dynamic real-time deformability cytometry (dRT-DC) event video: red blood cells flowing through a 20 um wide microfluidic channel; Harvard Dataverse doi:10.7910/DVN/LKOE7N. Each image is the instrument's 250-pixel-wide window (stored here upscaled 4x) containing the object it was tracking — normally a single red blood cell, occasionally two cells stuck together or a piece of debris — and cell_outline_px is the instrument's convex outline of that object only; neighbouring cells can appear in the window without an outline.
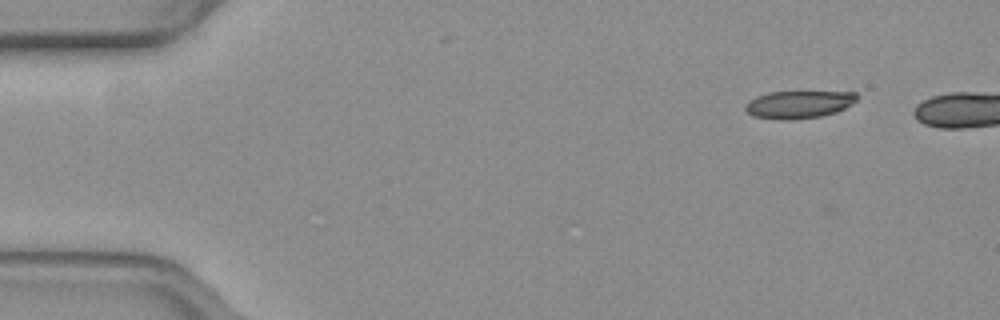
{"species": "common noctule bat (a hibernating species)", "species_latin": "Nyctalus noctula", "temperature_condition": "warm", "stored_images_in_passage": 5, "camera_frame_rate_fps": 3000, "um_per_image_px": 0.085, "animal": {"sex": "female", "body_mass_g": 19.3, "forearm_length_mm": 54.1}, "frame": {"image": 1, "passage_image": 1, "time_ms": 0.0, "image_size_px": [1000, 320], "cell_outline_px": [[856, 100], [852, 104], [836, 112], [820, 116], [788, 120], [780, 120], [752, 116], [744, 108], [744, 104], [748, 100], [756, 96], [768, 92], [856, 92]], "centroid_in_image_um": [67.83, 8.88], "position_along_channel_um": 17.2, "area_um2": 17.92}}